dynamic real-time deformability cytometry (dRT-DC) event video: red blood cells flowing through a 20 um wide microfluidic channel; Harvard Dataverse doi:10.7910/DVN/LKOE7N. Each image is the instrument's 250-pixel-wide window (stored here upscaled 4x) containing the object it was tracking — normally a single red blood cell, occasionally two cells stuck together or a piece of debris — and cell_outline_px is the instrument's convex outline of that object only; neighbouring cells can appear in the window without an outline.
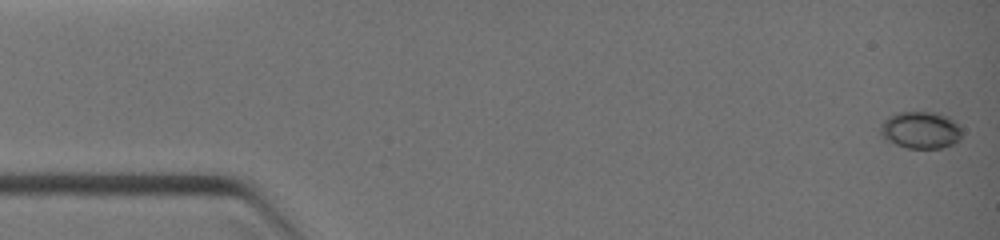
{"species": "common noctule bat (a hibernating species)", "species_latin": "Nyctalus noctula", "temperature_condition": "warm", "stored_images_in_passage": 8, "camera_frame_rate_fps": 3000, "um_per_image_px": 0.085, "animal": {"sex": "female", "body_mass_g": 19.0, "forearm_length_mm": 51.5}, "frame": {"image": 1, "passage_image": 1, "time_ms": 0.0, "image_size_px": [1000, 240], "cell_outline_px": [[960, 136], [952, 144], [940, 148], [904, 148], [896, 144], [884, 136], [880, 132], [880, 128], [884, 120], [888, 116], [896, 112], [936, 112], [948, 116], [960, 128]], "centroid_in_image_um": [78.23, 11.04], "position_along_channel_um": 6.8, "area_um2": 17.28}}
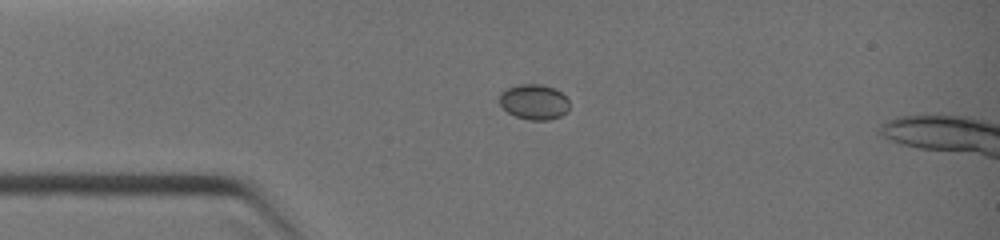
{"frame": {"image": 2, "passage_image": 7, "time_ms": 2.667, "image_size_px": [1000, 240], "cell_outline_px": [[568, 108], [560, 116], [548, 120], [528, 120], [516, 116], [508, 112], [500, 104], [500, 96], [508, 88], [516, 84], [540, 84], [552, 88], [560, 92], [568, 100]], "centroid_in_image_um": [45.38, 8.66], "position_along_channel_um": 39.6, "area_um2": 14.05}}
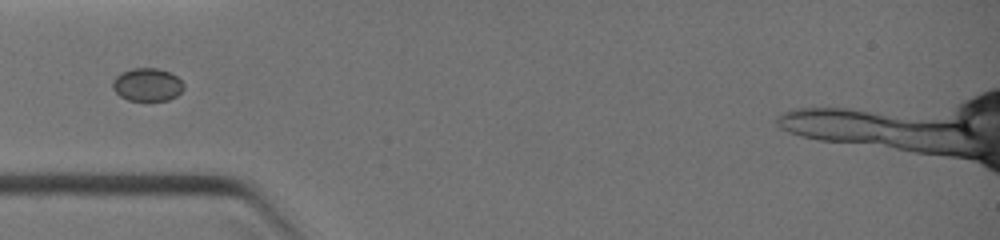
{"frame": {"image": 3, "passage_image": 8, "time_ms": 3.667, "image_size_px": [1000, 240], "cell_outline_px": [[184, 88], [176, 96], [168, 100], [128, 100], [120, 96], [112, 88], [112, 80], [120, 72], [132, 68], [156, 68], [168, 72], [176, 76], [184, 84]], "centroid_in_image_um": [12.49, 7.19], "position_along_channel_um": 72.5, "area_um2": 13.64}}